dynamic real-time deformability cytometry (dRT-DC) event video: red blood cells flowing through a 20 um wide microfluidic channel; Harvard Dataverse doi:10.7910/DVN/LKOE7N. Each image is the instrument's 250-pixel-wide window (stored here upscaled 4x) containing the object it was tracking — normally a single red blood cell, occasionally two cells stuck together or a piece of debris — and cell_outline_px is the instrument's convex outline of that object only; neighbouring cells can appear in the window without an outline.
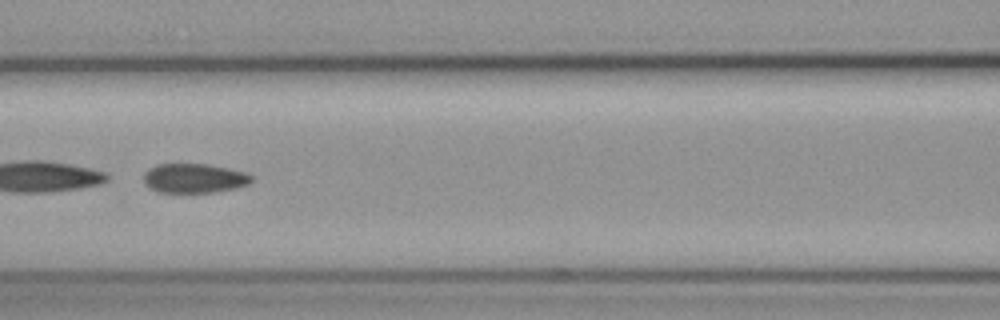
{"species": "common noctule bat (a hibernating species)", "species_latin": "Nyctalus noctula", "temperature_condition": "cold", "stored_images_in_passage": 41, "camera_frame_rate_fps": 3000, "um_per_image_px": 0.085, "animal": {"sex": "female", "body_mass_g": 19.3, "forearm_length_mm": 54.1}, "frame": {"image": 1, "passage_image": 18, "time_ms": 5.667, "image_size_px": [1000, 320], "cell_outline_px": [[252, 180], [248, 184], [236, 188], [216, 192], [156, 192], [148, 188], [144, 184], [144, 172], [148, 168], [156, 164], [208, 164], [248, 172], [252, 176]], "centroid_in_image_um": [16.49, 15.15], "position_along_channel_um": 150.1, "area_um2": 18.73}, "authors_computed_cell_mechanics": {"area_um2": 19.3052, "velocity_mm_per_s": 3.5802, "shape_relaxation_time_tau1_ms": 0.2456, "shape_relaxation_time_tau2_ms": 2.3947, "deformation_change_tau1": 0.2605, "deformation_change_tau2": 0.0852}}